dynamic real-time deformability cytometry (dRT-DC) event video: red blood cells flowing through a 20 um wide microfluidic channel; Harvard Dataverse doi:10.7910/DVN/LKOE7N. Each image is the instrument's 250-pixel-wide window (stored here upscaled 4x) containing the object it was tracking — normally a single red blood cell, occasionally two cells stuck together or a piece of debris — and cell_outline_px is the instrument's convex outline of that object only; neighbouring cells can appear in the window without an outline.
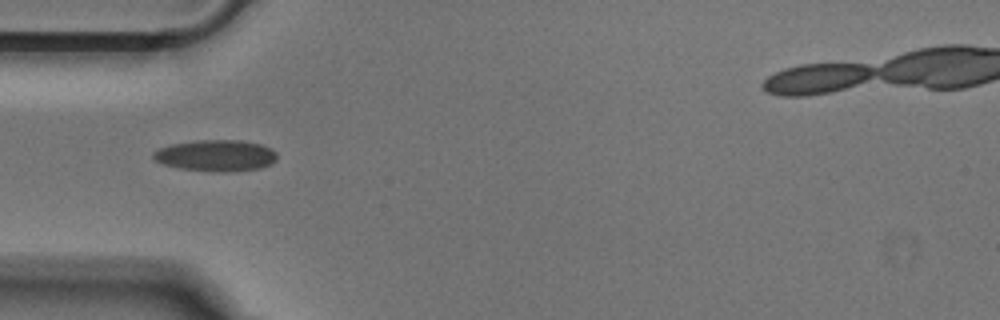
{"species": "Egyptian fruit bat (a non-hibernating species)", "species_latin": "Rousettus aegyptiacus", "temperature_condition": "cold", "stored_images_in_passage": 35, "camera_frame_rate_fps": 3000, "um_per_image_px": 0.085, "animal": {"sex": "male"}, "frame": {"image": 1, "passage_image": 1, "time_ms": 0.0, "image_size_px": [1000, 320], "cell_outline_px": [[276, 160], [272, 164], [260, 168], [232, 172], [212, 172], [176, 168], [164, 164], [156, 160], [152, 156], [152, 152], [160, 148], [172, 144], [200, 140], [240, 140], [260, 144], [276, 152]], "centroid_in_image_um": [18.35, 13.24], "position_along_channel_um": 66.7, "area_um2": 22.72}}
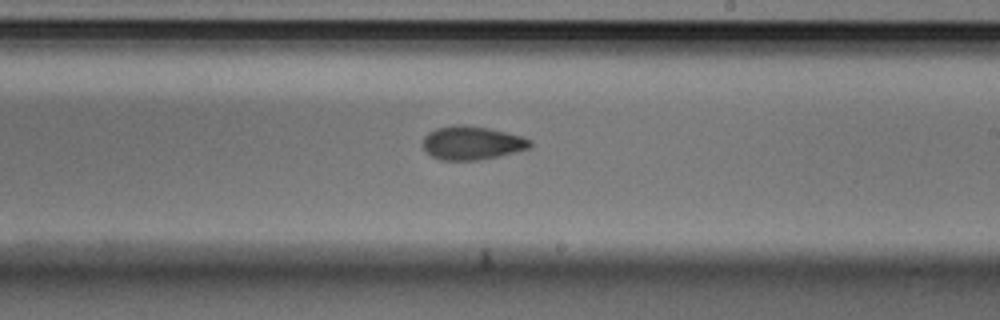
{"frame": {"image": 2, "passage_image": 15, "time_ms": 4.667, "image_size_px": [1000, 320], "cell_outline_px": [[532, 148], [500, 156], [476, 160], [440, 160], [432, 156], [424, 148], [424, 136], [428, 132], [436, 128], [456, 124], [464, 124], [488, 128], [520, 136], [532, 140]], "centroid_in_image_um": [40.13, 12.15], "position_along_channel_um": 248.9, "area_um2": 20.98}}
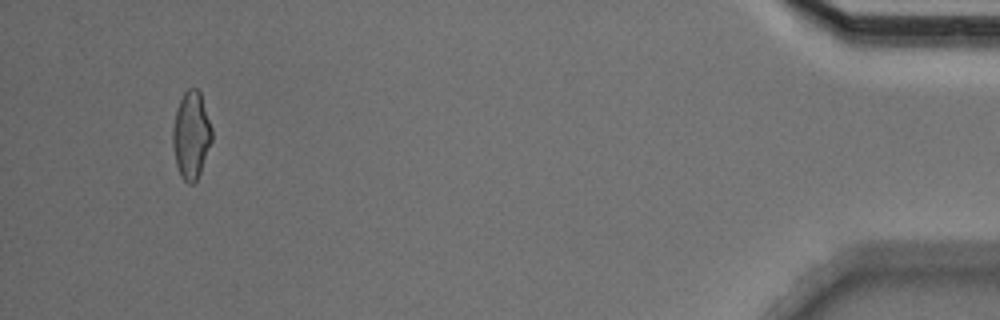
{"frame": {"image": 3, "passage_image": 34, "time_ms": 11.0, "image_size_px": [1000, 320], "cell_outline_px": [[212, 140], [200, 172], [196, 180], [192, 184], [188, 184], [180, 176], [176, 164], [172, 144], [172, 128], [176, 108], [184, 92], [188, 88], [196, 88], [200, 92], [212, 128]], "centroid_in_image_um": [16.24, 11.48], "position_along_channel_um": 419.0, "area_um2": 19.94}}